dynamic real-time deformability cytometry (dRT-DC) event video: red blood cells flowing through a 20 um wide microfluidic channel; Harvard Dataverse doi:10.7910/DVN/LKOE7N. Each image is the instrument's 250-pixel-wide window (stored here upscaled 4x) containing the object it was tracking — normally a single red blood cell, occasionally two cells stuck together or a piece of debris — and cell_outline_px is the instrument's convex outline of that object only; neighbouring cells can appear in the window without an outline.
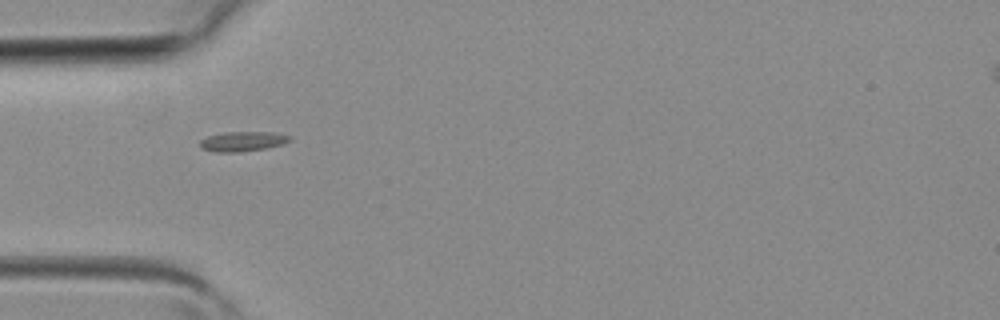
{"species": "common noctule bat (a hibernating species)", "species_latin": "Nyctalus noctula", "temperature_condition": "room temperature", "stored_images_in_passage": 4, "camera_frame_rate_fps": 3000, "um_per_image_px": 0.085, "animal": {"sex": "female", "body_mass_g": 19.3, "forearm_length_mm": 54.1}, "frame": {"image": 1, "passage_image": 4, "time_ms": 1.0, "image_size_px": [1000, 320], "cell_outline_px": [[292, 140], [284, 144], [264, 148], [240, 152], [216, 152], [204, 148], [200, 144], [200, 140], [208, 136], [228, 132], [272, 132], [292, 136]], "centroid_in_image_um": [20.69, 12.01], "position_along_channel_um": 64.3, "area_um2": 10.23}}